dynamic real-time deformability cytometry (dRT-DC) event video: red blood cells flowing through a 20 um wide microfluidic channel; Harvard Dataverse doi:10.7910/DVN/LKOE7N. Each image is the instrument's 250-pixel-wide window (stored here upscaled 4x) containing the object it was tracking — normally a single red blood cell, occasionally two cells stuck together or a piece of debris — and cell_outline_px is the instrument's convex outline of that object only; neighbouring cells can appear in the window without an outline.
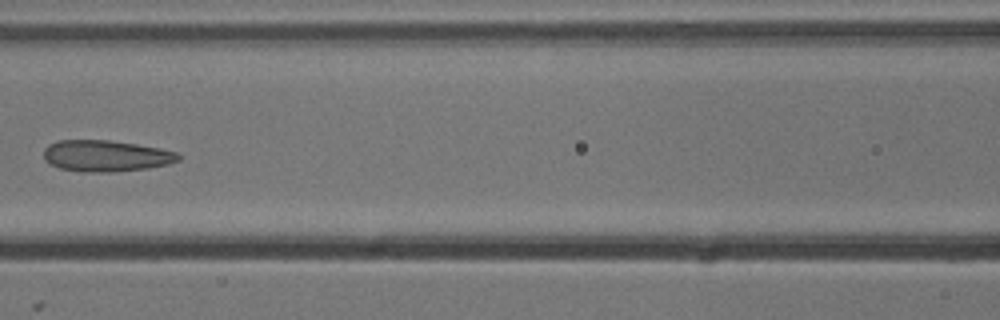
{"species": "common noctule bat (a hibernating species)", "species_latin": "Nyctalus noctula", "temperature_condition": "cold", "stored_images_in_passage": 7, "camera_frame_rate_fps": 3000, "um_per_image_px": 0.085, "animal": {"sex": "male", "body_mass_g": 13.3}, "frame": {"image": 1, "passage_image": 6, "time_ms": 1.667, "image_size_px": [1000, 320], "cell_outline_px": [[180, 160], [168, 164], [148, 168], [108, 172], [84, 172], [60, 168], [48, 164], [44, 160], [44, 148], [48, 144], [56, 140], [108, 140], [136, 144], [160, 148], [176, 152], [180, 156]], "centroid_in_image_um": [8.96, 13.24], "position_along_channel_um": 157.6, "area_um2": 24.68}}
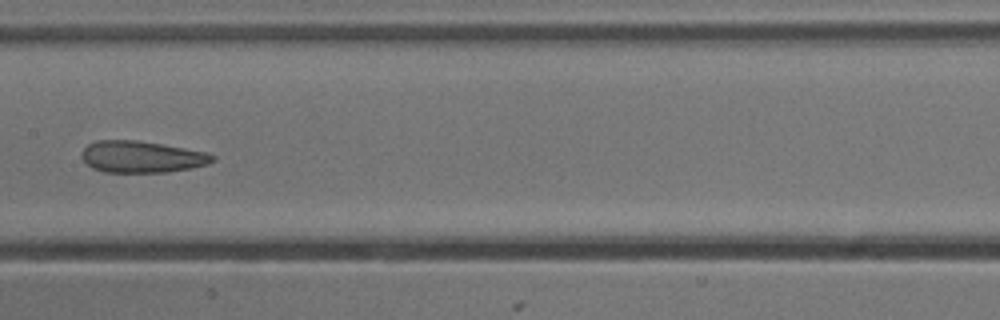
{"frame": {"image": 2, "passage_image": 7, "time_ms": 2.0, "image_size_px": [1000, 320], "cell_outline_px": [[216, 160], [208, 164], [192, 168], [168, 172], [104, 172], [92, 168], [84, 160], [84, 148], [88, 144], [96, 140], [136, 140], [184, 148], [204, 152], [216, 156]], "centroid_in_image_um": [12.08, 13.33], "position_along_channel_um": 195.3, "area_um2": 23.93}}